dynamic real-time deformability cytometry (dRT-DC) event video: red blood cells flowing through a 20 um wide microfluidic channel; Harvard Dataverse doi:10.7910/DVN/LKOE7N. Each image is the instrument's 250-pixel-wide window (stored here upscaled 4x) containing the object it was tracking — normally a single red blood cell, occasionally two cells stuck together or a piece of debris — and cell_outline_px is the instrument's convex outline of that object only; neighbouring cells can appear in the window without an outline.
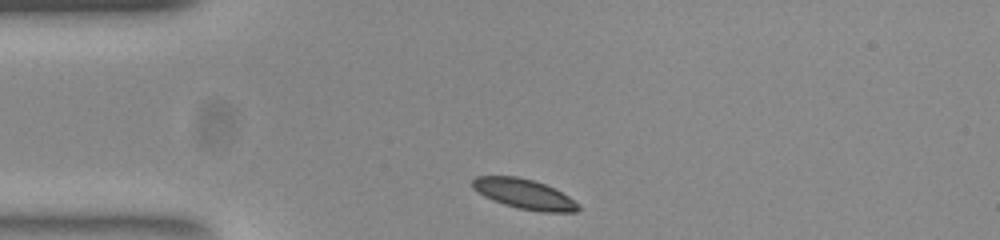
{"species": "common noctule bat (a hibernating species)", "species_latin": "Nyctalus noctula", "temperature_condition": "room temperature", "stored_images_in_passage": 33, "camera_frame_rate_fps": 3000, "um_per_image_px": 0.085, "animal": {"sex": "female", "body_mass_g": 23.0, "forearm_length_mm": 53.4}, "frame": {"image": 1, "passage_image": 1, "time_ms": 0.0, "image_size_px": [1000, 240], "cell_outline_px": [[580, 208], [576, 212], [540, 212], [516, 208], [492, 200], [484, 196], [472, 188], [472, 180], [476, 176], [516, 176], [532, 180], [544, 184], [568, 196]], "centroid_in_image_um": [44.5, 16.49], "position_along_channel_um": 40.5, "area_um2": 18.26}}
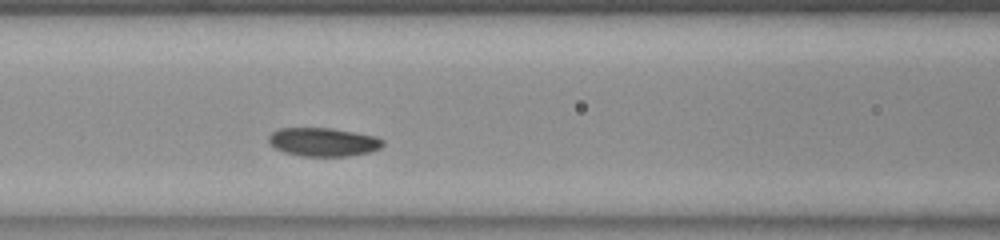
{"frame": {"image": 2, "passage_image": 11, "time_ms": 3.333, "image_size_px": [1000, 240], "cell_outline_px": [[384, 144], [380, 148], [368, 152], [348, 156], [304, 156], [284, 152], [276, 148], [268, 140], [268, 136], [272, 132], [280, 128], [332, 128], [376, 136], [384, 140]], "centroid_in_image_um": [27.49, 12.06], "position_along_channel_um": 139.1, "area_um2": 18.9}}
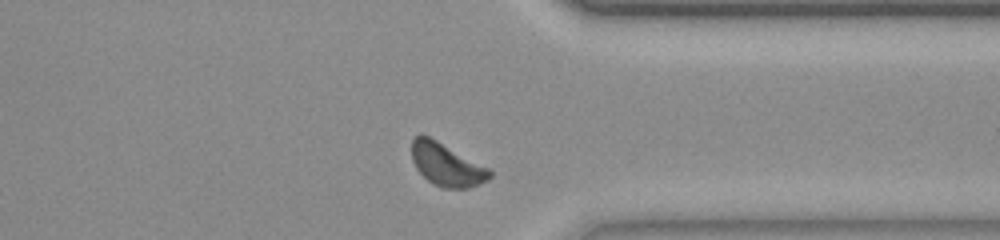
{"frame": {"image": 3, "passage_image": 30, "time_ms": 9.667, "image_size_px": [1000, 240], "cell_outline_px": [[492, 176], [488, 180], [480, 184], [468, 188], [440, 188], [432, 184], [416, 168], [412, 160], [412, 140], [420, 132], [436, 140], [488, 168], [492, 172]], "centroid_in_image_um": [37.94, 14.01], "position_along_channel_um": 373.5, "area_um2": 19.31}, "authors_computed_cell_mechanics": {"area_um2": 19.1896, "velocity_mm_per_s": 3.7698, "shape_relaxation_time_tau1_ms": 3.0534, "shape_relaxation_time_tau2_ms": 4.1786, "deformation_change_tau1": 0.0611, "deformation_change_tau2": 0.0821}}